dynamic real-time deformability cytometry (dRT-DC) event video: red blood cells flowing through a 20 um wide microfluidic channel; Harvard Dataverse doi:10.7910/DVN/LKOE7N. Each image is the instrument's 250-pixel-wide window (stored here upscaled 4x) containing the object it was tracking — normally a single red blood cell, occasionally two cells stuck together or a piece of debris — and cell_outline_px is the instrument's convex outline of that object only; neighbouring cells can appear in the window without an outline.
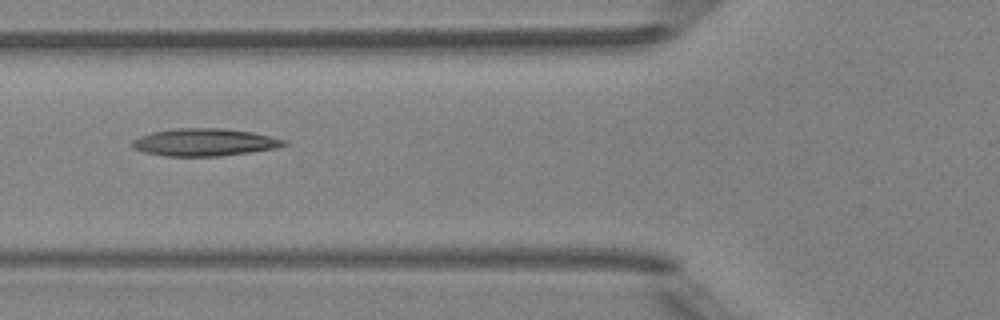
{"species": "Egyptian fruit bat (a non-hibernating species)", "species_latin": "Rousettus aegyptiacus", "temperature_condition": "room temperature", "stored_images_in_passage": 5, "camera_frame_rate_fps": 3000, "um_per_image_px": 0.085, "animal": {"sex": "female"}, "frame": {"image": 1, "passage_image": 5, "time_ms": 5.333, "image_size_px": [1000, 320], "cell_outline_px": [[288, 144], [276, 148], [252, 152], [220, 156], [164, 156], [144, 152], [132, 148], [132, 140], [140, 136], [152, 132], [176, 128], [224, 128], [252, 132], [284, 140]], "centroid_in_image_um": [17.35, 12.09], "position_along_channel_um": 108.4, "area_um2": 24.28}}